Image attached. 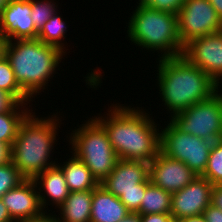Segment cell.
Masks as SVG:
<instances>
[{
	"label": "cell",
	"mask_w": 222,
	"mask_h": 222,
	"mask_svg": "<svg viewBox=\"0 0 222 222\" xmlns=\"http://www.w3.org/2000/svg\"><path fill=\"white\" fill-rule=\"evenodd\" d=\"M112 106L106 117L93 118L106 131L115 153L119 159L150 163L160 151V131L151 114L142 107Z\"/></svg>",
	"instance_id": "cell-1"
},
{
	"label": "cell",
	"mask_w": 222,
	"mask_h": 222,
	"mask_svg": "<svg viewBox=\"0 0 222 222\" xmlns=\"http://www.w3.org/2000/svg\"><path fill=\"white\" fill-rule=\"evenodd\" d=\"M157 84L172 119L190 106L210 98L220 86L183 55L158 58Z\"/></svg>",
	"instance_id": "cell-2"
},
{
	"label": "cell",
	"mask_w": 222,
	"mask_h": 222,
	"mask_svg": "<svg viewBox=\"0 0 222 222\" xmlns=\"http://www.w3.org/2000/svg\"><path fill=\"white\" fill-rule=\"evenodd\" d=\"M59 120L55 114L38 118L31 111L21 123L12 145L11 162L26 179L56 166V161L49 159L56 144Z\"/></svg>",
	"instance_id": "cell-3"
},
{
	"label": "cell",
	"mask_w": 222,
	"mask_h": 222,
	"mask_svg": "<svg viewBox=\"0 0 222 222\" xmlns=\"http://www.w3.org/2000/svg\"><path fill=\"white\" fill-rule=\"evenodd\" d=\"M64 55L38 39L7 41L5 47L16 81L31 99L45 89Z\"/></svg>",
	"instance_id": "cell-4"
},
{
	"label": "cell",
	"mask_w": 222,
	"mask_h": 222,
	"mask_svg": "<svg viewBox=\"0 0 222 222\" xmlns=\"http://www.w3.org/2000/svg\"><path fill=\"white\" fill-rule=\"evenodd\" d=\"M138 2L128 23L129 40L146 50L162 52L159 57L181 56L184 46L179 36L177 15L161 12Z\"/></svg>",
	"instance_id": "cell-5"
},
{
	"label": "cell",
	"mask_w": 222,
	"mask_h": 222,
	"mask_svg": "<svg viewBox=\"0 0 222 222\" xmlns=\"http://www.w3.org/2000/svg\"><path fill=\"white\" fill-rule=\"evenodd\" d=\"M72 132L69 137L71 153L82 160L100 184L119 160L106 131L94 118H90Z\"/></svg>",
	"instance_id": "cell-6"
},
{
	"label": "cell",
	"mask_w": 222,
	"mask_h": 222,
	"mask_svg": "<svg viewBox=\"0 0 222 222\" xmlns=\"http://www.w3.org/2000/svg\"><path fill=\"white\" fill-rule=\"evenodd\" d=\"M167 124L160 131V152L185 163L197 176H202L213 142L183 132L171 120Z\"/></svg>",
	"instance_id": "cell-7"
},
{
	"label": "cell",
	"mask_w": 222,
	"mask_h": 222,
	"mask_svg": "<svg viewBox=\"0 0 222 222\" xmlns=\"http://www.w3.org/2000/svg\"><path fill=\"white\" fill-rule=\"evenodd\" d=\"M170 120L185 133L213 143L222 140V93L218 90Z\"/></svg>",
	"instance_id": "cell-8"
},
{
	"label": "cell",
	"mask_w": 222,
	"mask_h": 222,
	"mask_svg": "<svg viewBox=\"0 0 222 222\" xmlns=\"http://www.w3.org/2000/svg\"><path fill=\"white\" fill-rule=\"evenodd\" d=\"M177 18L183 46L195 38L222 31V20L209 0H186Z\"/></svg>",
	"instance_id": "cell-9"
},
{
	"label": "cell",
	"mask_w": 222,
	"mask_h": 222,
	"mask_svg": "<svg viewBox=\"0 0 222 222\" xmlns=\"http://www.w3.org/2000/svg\"><path fill=\"white\" fill-rule=\"evenodd\" d=\"M182 55L221 87L222 31L193 39L184 46Z\"/></svg>",
	"instance_id": "cell-10"
},
{
	"label": "cell",
	"mask_w": 222,
	"mask_h": 222,
	"mask_svg": "<svg viewBox=\"0 0 222 222\" xmlns=\"http://www.w3.org/2000/svg\"><path fill=\"white\" fill-rule=\"evenodd\" d=\"M212 187L208 179L196 176L183 189L172 194L170 214L176 221L202 215L211 203Z\"/></svg>",
	"instance_id": "cell-11"
},
{
	"label": "cell",
	"mask_w": 222,
	"mask_h": 222,
	"mask_svg": "<svg viewBox=\"0 0 222 222\" xmlns=\"http://www.w3.org/2000/svg\"><path fill=\"white\" fill-rule=\"evenodd\" d=\"M196 176L185 163L167 157L160 151L149 163L151 183L171 194L183 189Z\"/></svg>",
	"instance_id": "cell-12"
},
{
	"label": "cell",
	"mask_w": 222,
	"mask_h": 222,
	"mask_svg": "<svg viewBox=\"0 0 222 222\" xmlns=\"http://www.w3.org/2000/svg\"><path fill=\"white\" fill-rule=\"evenodd\" d=\"M0 32L7 41L37 39L31 0H10L0 15Z\"/></svg>",
	"instance_id": "cell-13"
},
{
	"label": "cell",
	"mask_w": 222,
	"mask_h": 222,
	"mask_svg": "<svg viewBox=\"0 0 222 222\" xmlns=\"http://www.w3.org/2000/svg\"><path fill=\"white\" fill-rule=\"evenodd\" d=\"M149 179V163L119 159L115 168L100 184L119 198L123 192L139 190Z\"/></svg>",
	"instance_id": "cell-14"
},
{
	"label": "cell",
	"mask_w": 222,
	"mask_h": 222,
	"mask_svg": "<svg viewBox=\"0 0 222 222\" xmlns=\"http://www.w3.org/2000/svg\"><path fill=\"white\" fill-rule=\"evenodd\" d=\"M1 199L14 222H22L41 216L42 209L37 186L33 179H25L18 186L7 191Z\"/></svg>",
	"instance_id": "cell-15"
},
{
	"label": "cell",
	"mask_w": 222,
	"mask_h": 222,
	"mask_svg": "<svg viewBox=\"0 0 222 222\" xmlns=\"http://www.w3.org/2000/svg\"><path fill=\"white\" fill-rule=\"evenodd\" d=\"M33 180L37 186V190H39L38 195L43 210L48 205V199L50 202L52 201L50 204L53 203L58 208L70 193L64 174L57 165L37 174ZM43 191L44 193H41Z\"/></svg>",
	"instance_id": "cell-16"
},
{
	"label": "cell",
	"mask_w": 222,
	"mask_h": 222,
	"mask_svg": "<svg viewBox=\"0 0 222 222\" xmlns=\"http://www.w3.org/2000/svg\"><path fill=\"white\" fill-rule=\"evenodd\" d=\"M129 213L120 199L101 184L93 189L90 222H119Z\"/></svg>",
	"instance_id": "cell-17"
},
{
	"label": "cell",
	"mask_w": 222,
	"mask_h": 222,
	"mask_svg": "<svg viewBox=\"0 0 222 222\" xmlns=\"http://www.w3.org/2000/svg\"><path fill=\"white\" fill-rule=\"evenodd\" d=\"M93 190L70 192L58 207L59 222H90Z\"/></svg>",
	"instance_id": "cell-18"
},
{
	"label": "cell",
	"mask_w": 222,
	"mask_h": 222,
	"mask_svg": "<svg viewBox=\"0 0 222 222\" xmlns=\"http://www.w3.org/2000/svg\"><path fill=\"white\" fill-rule=\"evenodd\" d=\"M63 165L56 164L64 174L70 192L89 191L99 183L92 176L88 167L74 153Z\"/></svg>",
	"instance_id": "cell-19"
},
{
	"label": "cell",
	"mask_w": 222,
	"mask_h": 222,
	"mask_svg": "<svg viewBox=\"0 0 222 222\" xmlns=\"http://www.w3.org/2000/svg\"><path fill=\"white\" fill-rule=\"evenodd\" d=\"M172 194L150 183L145 190L139 214L171 213Z\"/></svg>",
	"instance_id": "cell-20"
},
{
	"label": "cell",
	"mask_w": 222,
	"mask_h": 222,
	"mask_svg": "<svg viewBox=\"0 0 222 222\" xmlns=\"http://www.w3.org/2000/svg\"><path fill=\"white\" fill-rule=\"evenodd\" d=\"M26 105L18 103L10 112L0 113V142L13 144L21 123L33 111L29 110Z\"/></svg>",
	"instance_id": "cell-21"
},
{
	"label": "cell",
	"mask_w": 222,
	"mask_h": 222,
	"mask_svg": "<svg viewBox=\"0 0 222 222\" xmlns=\"http://www.w3.org/2000/svg\"><path fill=\"white\" fill-rule=\"evenodd\" d=\"M66 29V23L61 16L55 12L38 32L37 39L42 43L59 48L62 52L66 53L64 50L66 47L64 43H62V40L66 37Z\"/></svg>",
	"instance_id": "cell-22"
},
{
	"label": "cell",
	"mask_w": 222,
	"mask_h": 222,
	"mask_svg": "<svg viewBox=\"0 0 222 222\" xmlns=\"http://www.w3.org/2000/svg\"><path fill=\"white\" fill-rule=\"evenodd\" d=\"M0 89L10 93L19 103L28 104L31 98L16 81L14 72L6 56L0 59Z\"/></svg>",
	"instance_id": "cell-23"
},
{
	"label": "cell",
	"mask_w": 222,
	"mask_h": 222,
	"mask_svg": "<svg viewBox=\"0 0 222 222\" xmlns=\"http://www.w3.org/2000/svg\"><path fill=\"white\" fill-rule=\"evenodd\" d=\"M202 177L213 185H222V140L213 143Z\"/></svg>",
	"instance_id": "cell-24"
},
{
	"label": "cell",
	"mask_w": 222,
	"mask_h": 222,
	"mask_svg": "<svg viewBox=\"0 0 222 222\" xmlns=\"http://www.w3.org/2000/svg\"><path fill=\"white\" fill-rule=\"evenodd\" d=\"M55 4L54 0H31V18L38 32L51 16L58 12Z\"/></svg>",
	"instance_id": "cell-25"
},
{
	"label": "cell",
	"mask_w": 222,
	"mask_h": 222,
	"mask_svg": "<svg viewBox=\"0 0 222 222\" xmlns=\"http://www.w3.org/2000/svg\"><path fill=\"white\" fill-rule=\"evenodd\" d=\"M26 178L11 162L0 166V198L12 188L18 186Z\"/></svg>",
	"instance_id": "cell-26"
},
{
	"label": "cell",
	"mask_w": 222,
	"mask_h": 222,
	"mask_svg": "<svg viewBox=\"0 0 222 222\" xmlns=\"http://www.w3.org/2000/svg\"><path fill=\"white\" fill-rule=\"evenodd\" d=\"M151 183L150 179L139 189L123 192L119 197L120 201L127 207V209L136 213L140 209V205L146 190V187Z\"/></svg>",
	"instance_id": "cell-27"
},
{
	"label": "cell",
	"mask_w": 222,
	"mask_h": 222,
	"mask_svg": "<svg viewBox=\"0 0 222 222\" xmlns=\"http://www.w3.org/2000/svg\"><path fill=\"white\" fill-rule=\"evenodd\" d=\"M146 7L161 11L176 14L186 0H139Z\"/></svg>",
	"instance_id": "cell-28"
},
{
	"label": "cell",
	"mask_w": 222,
	"mask_h": 222,
	"mask_svg": "<svg viewBox=\"0 0 222 222\" xmlns=\"http://www.w3.org/2000/svg\"><path fill=\"white\" fill-rule=\"evenodd\" d=\"M18 103L10 93L0 89V113L10 112Z\"/></svg>",
	"instance_id": "cell-29"
},
{
	"label": "cell",
	"mask_w": 222,
	"mask_h": 222,
	"mask_svg": "<svg viewBox=\"0 0 222 222\" xmlns=\"http://www.w3.org/2000/svg\"><path fill=\"white\" fill-rule=\"evenodd\" d=\"M142 222H177L170 213L140 214Z\"/></svg>",
	"instance_id": "cell-30"
},
{
	"label": "cell",
	"mask_w": 222,
	"mask_h": 222,
	"mask_svg": "<svg viewBox=\"0 0 222 222\" xmlns=\"http://www.w3.org/2000/svg\"><path fill=\"white\" fill-rule=\"evenodd\" d=\"M12 145L6 142H0V166L11 163Z\"/></svg>",
	"instance_id": "cell-31"
},
{
	"label": "cell",
	"mask_w": 222,
	"mask_h": 222,
	"mask_svg": "<svg viewBox=\"0 0 222 222\" xmlns=\"http://www.w3.org/2000/svg\"><path fill=\"white\" fill-rule=\"evenodd\" d=\"M207 222H222V210L213 205H209L203 213Z\"/></svg>",
	"instance_id": "cell-32"
},
{
	"label": "cell",
	"mask_w": 222,
	"mask_h": 222,
	"mask_svg": "<svg viewBox=\"0 0 222 222\" xmlns=\"http://www.w3.org/2000/svg\"><path fill=\"white\" fill-rule=\"evenodd\" d=\"M210 204L222 210V185H213Z\"/></svg>",
	"instance_id": "cell-33"
},
{
	"label": "cell",
	"mask_w": 222,
	"mask_h": 222,
	"mask_svg": "<svg viewBox=\"0 0 222 222\" xmlns=\"http://www.w3.org/2000/svg\"><path fill=\"white\" fill-rule=\"evenodd\" d=\"M47 211L45 210V212L39 216V217H35V218H30L28 220H24L22 222H59L57 215H51L50 213L47 214ZM56 216V217H55Z\"/></svg>",
	"instance_id": "cell-34"
},
{
	"label": "cell",
	"mask_w": 222,
	"mask_h": 222,
	"mask_svg": "<svg viewBox=\"0 0 222 222\" xmlns=\"http://www.w3.org/2000/svg\"><path fill=\"white\" fill-rule=\"evenodd\" d=\"M0 222H14L5 206L3 200L0 198Z\"/></svg>",
	"instance_id": "cell-35"
},
{
	"label": "cell",
	"mask_w": 222,
	"mask_h": 222,
	"mask_svg": "<svg viewBox=\"0 0 222 222\" xmlns=\"http://www.w3.org/2000/svg\"><path fill=\"white\" fill-rule=\"evenodd\" d=\"M119 222H142L141 215L139 213L130 212L125 218H123Z\"/></svg>",
	"instance_id": "cell-36"
},
{
	"label": "cell",
	"mask_w": 222,
	"mask_h": 222,
	"mask_svg": "<svg viewBox=\"0 0 222 222\" xmlns=\"http://www.w3.org/2000/svg\"><path fill=\"white\" fill-rule=\"evenodd\" d=\"M177 222H207V220L202 214L198 216L185 217V218L180 219Z\"/></svg>",
	"instance_id": "cell-37"
},
{
	"label": "cell",
	"mask_w": 222,
	"mask_h": 222,
	"mask_svg": "<svg viewBox=\"0 0 222 222\" xmlns=\"http://www.w3.org/2000/svg\"><path fill=\"white\" fill-rule=\"evenodd\" d=\"M209 2L215 8V11L222 20V0H209Z\"/></svg>",
	"instance_id": "cell-38"
},
{
	"label": "cell",
	"mask_w": 222,
	"mask_h": 222,
	"mask_svg": "<svg viewBox=\"0 0 222 222\" xmlns=\"http://www.w3.org/2000/svg\"><path fill=\"white\" fill-rule=\"evenodd\" d=\"M7 39L0 32V59L5 56V47H6Z\"/></svg>",
	"instance_id": "cell-39"
},
{
	"label": "cell",
	"mask_w": 222,
	"mask_h": 222,
	"mask_svg": "<svg viewBox=\"0 0 222 222\" xmlns=\"http://www.w3.org/2000/svg\"><path fill=\"white\" fill-rule=\"evenodd\" d=\"M10 0H0V15L4 7L9 3Z\"/></svg>",
	"instance_id": "cell-40"
}]
</instances>
